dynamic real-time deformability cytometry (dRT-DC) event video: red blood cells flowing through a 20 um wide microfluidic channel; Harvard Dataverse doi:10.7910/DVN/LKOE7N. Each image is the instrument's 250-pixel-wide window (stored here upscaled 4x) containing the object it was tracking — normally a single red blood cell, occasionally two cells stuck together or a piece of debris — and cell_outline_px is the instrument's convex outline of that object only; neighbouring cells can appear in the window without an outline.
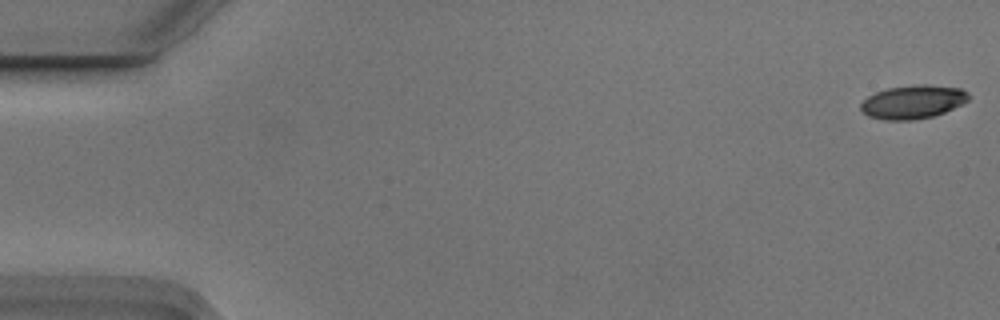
{"species": "Egyptian fruit bat (a non-hibernating species)", "species_latin": "Rousettus aegyptiacus", "temperature_condition": "cold", "stored_images_in_passage": 6, "segment_of_instrument_passage": [1, 2], "camera_frame_rate_fps": 3000, "um_per_image_px": 0.085, "animal": {"sex": "male"}, "frame": {"image": 1, "passage_image": 1, "time_ms": 0.0, "image_size_px": [1000, 320], "cell_outline_px": [[968, 100], [944, 112], [932, 116], [912, 120], [888, 120], [868, 116], [860, 108], [860, 104], [868, 96], [876, 92], [888, 88], [912, 84], [928, 84], [960, 88], [968, 92]], "centroid_in_image_um": [77.58, 8.64], "position_along_channel_um": 7.4, "area_um2": 20.92}}
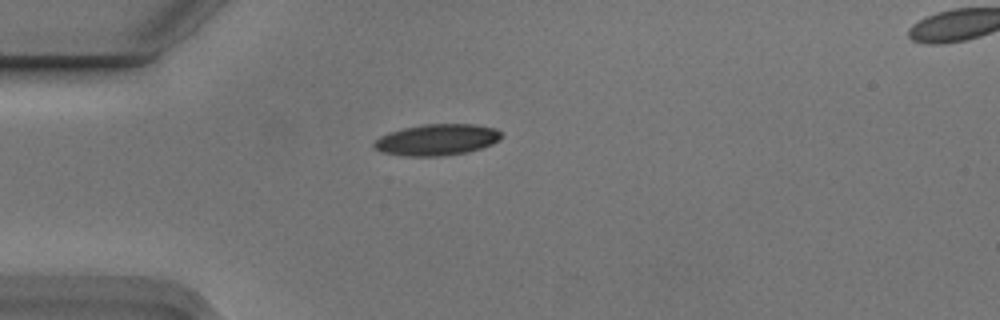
{"frame": {"image": 2, "passage_image": 5, "time_ms": 1.333, "image_size_px": [1000, 320], "cell_outline_px": [[500, 140], [492, 144], [468, 152], [444, 156], [404, 156], [380, 152], [372, 148], [372, 144], [380, 136], [388, 132], [404, 128], [424, 124], [472, 124], [496, 128], [500, 132]], "centroid_in_image_um": [37.1, 11.89], "position_along_channel_um": 47.9, "area_um2": 23.35}}